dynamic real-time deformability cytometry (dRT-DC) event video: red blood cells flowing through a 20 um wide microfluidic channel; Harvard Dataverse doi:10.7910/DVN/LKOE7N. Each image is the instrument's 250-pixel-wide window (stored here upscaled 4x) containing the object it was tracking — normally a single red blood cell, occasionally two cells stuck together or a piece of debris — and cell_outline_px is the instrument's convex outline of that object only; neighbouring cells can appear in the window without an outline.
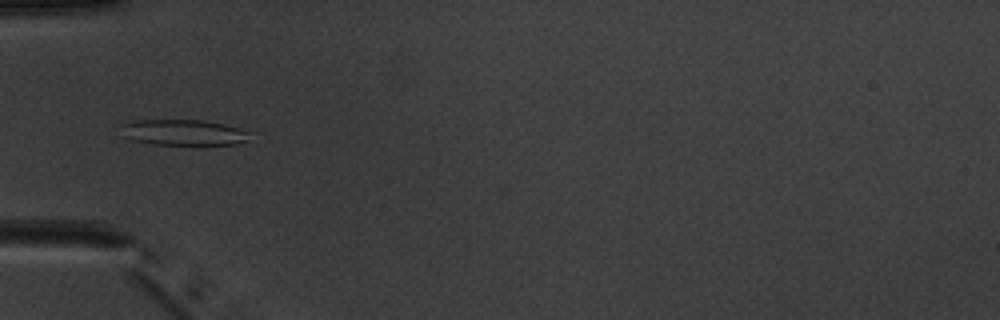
{"species": "common noctule bat (a hibernating species)", "species_latin": "Nyctalus noctula", "temperature_condition": "warm", "stored_images_in_passage": 5, "camera_frame_rate_fps": 3000, "um_per_image_px": 0.085, "animal": {"sex": "male", "body_mass_g": 20.1, "forearm_length_mm": 53.5}, "frame": {"image": 1, "passage_image": 5, "time_ms": 4.667, "image_size_px": [1000, 320], "cell_outline_px": [[248, 132], [244, 140], [236, 144], [152, 144], [132, 140], [124, 136], [120, 124], [132, 120], [204, 120], [224, 124]], "centroid_in_image_um": [15.47, 11.24], "position_along_channel_um": 69.5, "area_um2": 18.96}}